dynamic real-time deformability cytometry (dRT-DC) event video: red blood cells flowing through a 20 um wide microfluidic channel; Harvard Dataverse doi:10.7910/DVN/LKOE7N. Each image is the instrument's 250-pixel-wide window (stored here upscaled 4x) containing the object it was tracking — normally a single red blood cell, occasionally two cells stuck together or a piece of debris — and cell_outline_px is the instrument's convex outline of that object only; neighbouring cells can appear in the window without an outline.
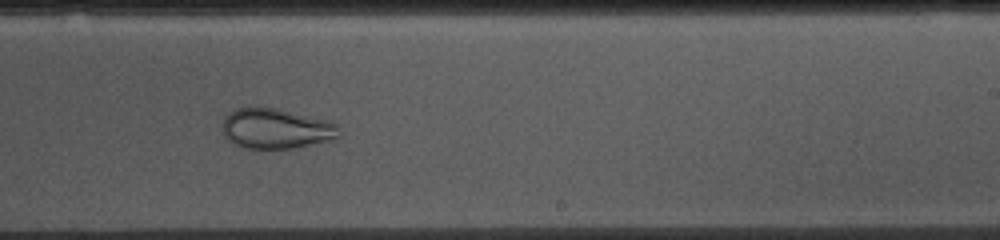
{"species": "common noctule bat (a hibernating species)", "species_latin": "Nyctalus noctula", "temperature_condition": "cold", "stored_images_in_passage": 53, "camera_frame_rate_fps": 3000, "um_per_image_px": 0.085, "animal": {"sex": "female", "body_mass_g": 10.0, "forearm_length_mm": 53.1}, "frame": {"image": 1, "passage_image": 31, "time_ms": 10.0, "image_size_px": [1000, 240], "cell_outline_px": [[340, 136], [292, 148], [244, 148], [228, 140], [224, 136], [220, 128], [224, 116], [228, 112], [236, 108], [256, 104], [276, 108], [332, 120], [336, 124]], "centroid_in_image_um": [23.36, 10.87], "position_along_channel_um": 265.6, "area_um2": 27.8}}
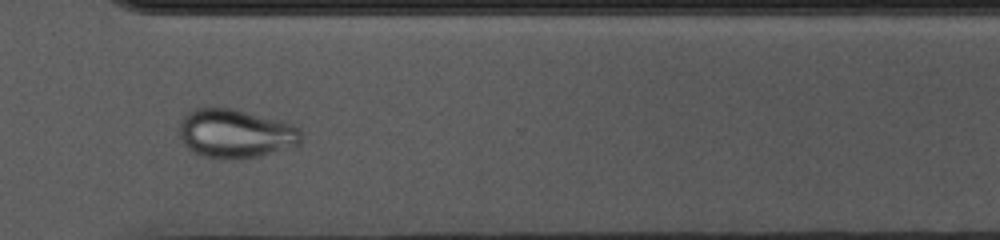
{"frame": {"image": 2, "passage_image": 38, "time_ms": 12.333, "image_size_px": [1000, 240], "cell_outline_px": [[300, 144], [260, 156], [224, 160], [204, 156], [188, 148], [184, 144], [180, 136], [180, 124], [184, 116], [188, 112], [196, 108], [232, 108], [280, 120], [292, 124], [300, 128]], "centroid_in_image_um": [20.02, 11.35], "position_along_channel_um": 350.6, "area_um2": 34.51}}
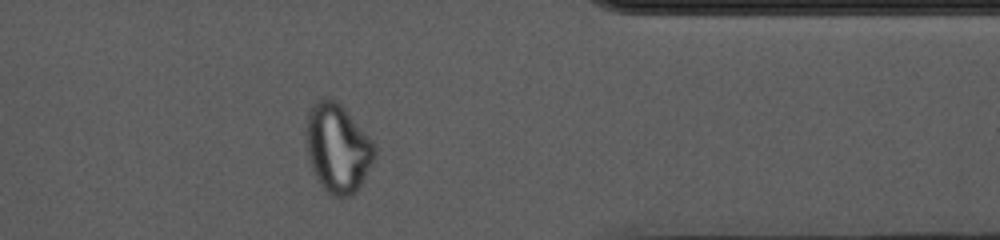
{"frame": {"image": 3, "passage_image": 42, "time_ms": 13.667, "image_size_px": [1000, 240], "cell_outline_px": [[376, 156], [356, 192], [352, 196], [336, 196], [328, 192], [320, 184], [312, 168], [308, 156], [304, 136], [308, 112], [312, 104], [316, 100], [324, 96], [336, 100], [344, 108], [372, 140], [376, 148]], "centroid_in_image_um": [28.67, 12.55], "position_along_channel_um": 382.7, "area_um2": 35.49}}